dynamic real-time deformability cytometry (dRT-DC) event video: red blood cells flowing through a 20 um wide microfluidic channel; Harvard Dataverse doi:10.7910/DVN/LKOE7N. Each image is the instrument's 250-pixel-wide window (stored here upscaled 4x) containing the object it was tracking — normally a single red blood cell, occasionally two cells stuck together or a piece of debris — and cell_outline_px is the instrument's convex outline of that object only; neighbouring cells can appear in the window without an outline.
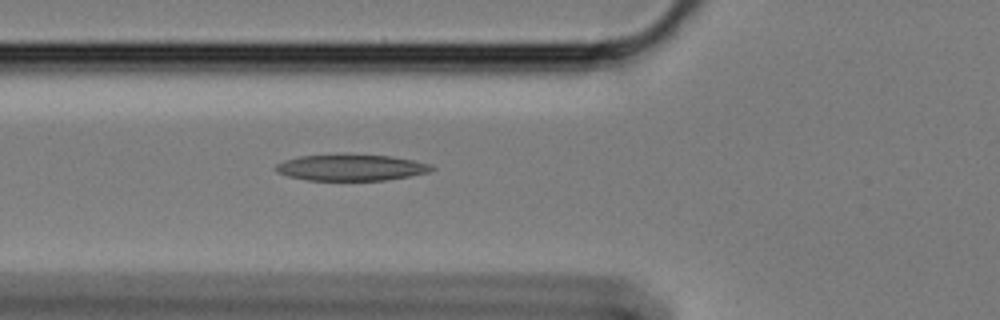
{"species": "Egyptian fruit bat (a non-hibernating species)", "species_latin": "Rousettus aegyptiacus", "temperature_condition": "cold", "stored_images_in_passage": 14, "camera_frame_rate_fps": 3000, "um_per_image_px": 0.085, "animal": {"sex": "female"}, "frame": {"image": 1, "passage_image": 3, "time_ms": 0.667, "image_size_px": [1000, 320], "cell_outline_px": [[436, 168], [428, 172], [408, 176], [384, 180], [308, 180], [288, 176], [276, 172], [272, 168], [276, 164], [284, 160], [300, 156], [392, 156], [432, 164]], "centroid_in_image_um": [29.82, 14.26], "position_along_channel_um": 96.0, "area_um2": 23.24}}
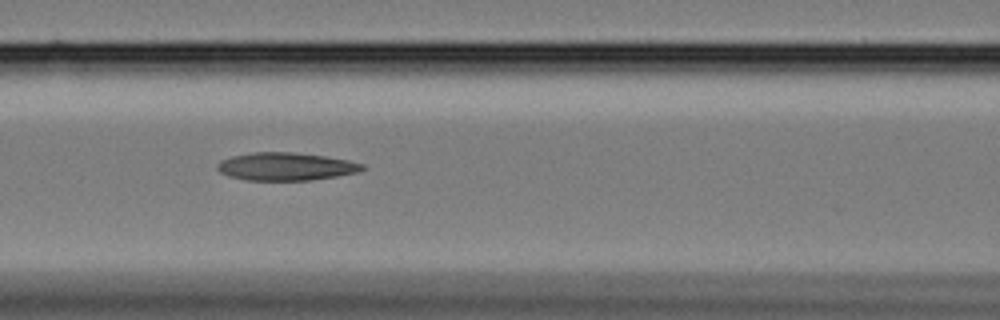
{"frame": {"image": 2, "passage_image": 7, "time_ms": 2.0, "image_size_px": [1000, 320], "cell_outline_px": [[364, 168], [360, 172], [312, 180], [244, 180], [228, 176], [220, 172], [216, 168], [216, 164], [220, 160], [232, 156], [252, 152], [292, 152], [324, 156], [348, 160], [364, 164]], "centroid_in_image_um": [24.27, 14.15], "position_along_channel_um": 142.3, "area_um2": 23.64}}